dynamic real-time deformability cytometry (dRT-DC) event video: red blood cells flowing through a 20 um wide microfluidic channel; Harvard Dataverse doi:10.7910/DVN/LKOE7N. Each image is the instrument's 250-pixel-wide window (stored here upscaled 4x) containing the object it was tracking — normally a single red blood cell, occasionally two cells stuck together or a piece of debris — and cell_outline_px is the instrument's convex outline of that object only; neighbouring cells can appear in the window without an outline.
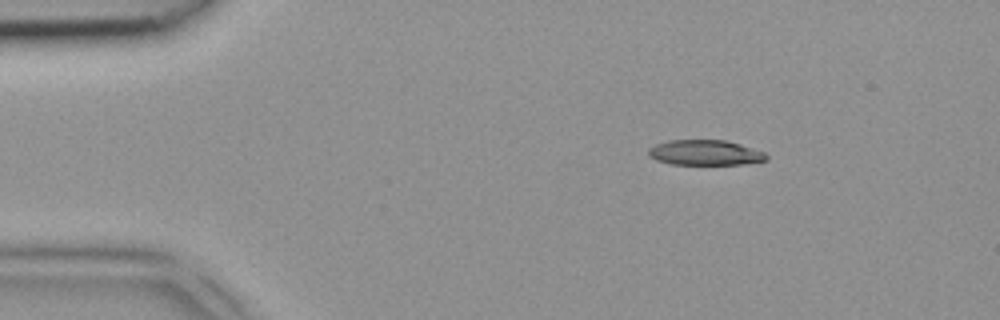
{"species": "common noctule bat (a hibernating species)", "species_latin": "Nyctalus noctula", "temperature_condition": "room temperature", "stored_images_in_passage": 4, "camera_frame_rate_fps": 3000, "um_per_image_px": 0.085, "animal": {"sex": "female", "body_mass_g": 18.4}, "frame": {"image": 1, "passage_image": 1, "time_ms": 0.0, "image_size_px": [1000, 320], "cell_outline_px": [[768, 160], [744, 164], [672, 164], [656, 160], [648, 156], [648, 148], [656, 144], [668, 140], [728, 140], [764, 152], [768, 156]], "centroid_in_image_um": [59.93, 12.97], "position_along_channel_um": 25.1, "area_um2": 17.4}}
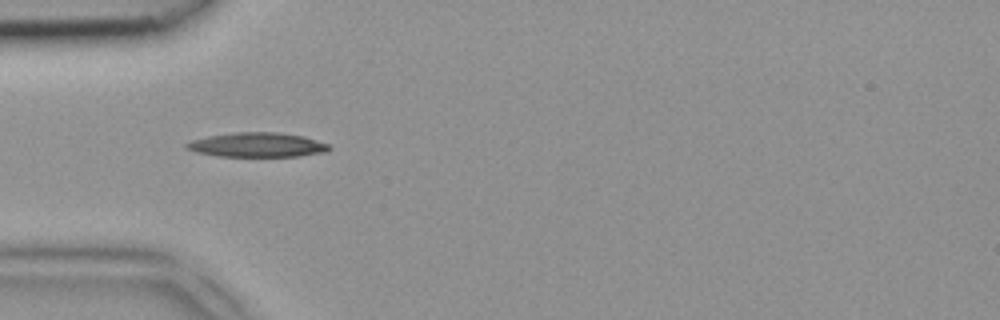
{"frame": {"image": 2, "passage_image": 3, "time_ms": 0.667, "image_size_px": [1000, 320], "cell_outline_px": [[332, 148], [328, 152], [300, 156], [216, 156], [196, 152], [184, 148], [184, 144], [192, 140], [208, 136], [236, 132], [276, 132], [304, 136], [328, 144]], "centroid_in_image_um": [21.87, 12.31], "position_along_channel_um": 63.1, "area_um2": 20.4}}